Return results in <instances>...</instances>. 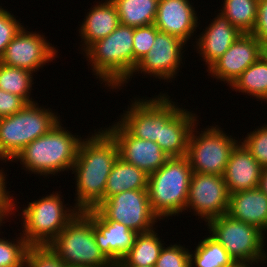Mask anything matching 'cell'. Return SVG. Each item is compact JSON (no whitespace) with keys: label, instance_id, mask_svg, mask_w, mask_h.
Listing matches in <instances>:
<instances>
[{"label":"cell","instance_id":"2e32d148","mask_svg":"<svg viewBox=\"0 0 267 267\" xmlns=\"http://www.w3.org/2000/svg\"><path fill=\"white\" fill-rule=\"evenodd\" d=\"M94 224L95 242L104 256L119 264L133 246L137 233L122 223L105 220L95 209L83 211Z\"/></svg>","mask_w":267,"mask_h":267},{"label":"cell","instance_id":"836d02e7","mask_svg":"<svg viewBox=\"0 0 267 267\" xmlns=\"http://www.w3.org/2000/svg\"><path fill=\"white\" fill-rule=\"evenodd\" d=\"M242 144L262 168H267V125L248 134Z\"/></svg>","mask_w":267,"mask_h":267},{"label":"cell","instance_id":"d6986e66","mask_svg":"<svg viewBox=\"0 0 267 267\" xmlns=\"http://www.w3.org/2000/svg\"><path fill=\"white\" fill-rule=\"evenodd\" d=\"M262 167L243 144L232 150L223 179L229 193L254 189L259 186Z\"/></svg>","mask_w":267,"mask_h":267},{"label":"cell","instance_id":"4fadbf2b","mask_svg":"<svg viewBox=\"0 0 267 267\" xmlns=\"http://www.w3.org/2000/svg\"><path fill=\"white\" fill-rule=\"evenodd\" d=\"M106 130L116 140L119 157L145 171L148 175L161 168L169 156L156 142L134 137L121 123Z\"/></svg>","mask_w":267,"mask_h":267},{"label":"cell","instance_id":"cb8c5ba5","mask_svg":"<svg viewBox=\"0 0 267 267\" xmlns=\"http://www.w3.org/2000/svg\"><path fill=\"white\" fill-rule=\"evenodd\" d=\"M148 178L145 171L118 157L107 178L104 199L123 191L147 189Z\"/></svg>","mask_w":267,"mask_h":267},{"label":"cell","instance_id":"d590c367","mask_svg":"<svg viewBox=\"0 0 267 267\" xmlns=\"http://www.w3.org/2000/svg\"><path fill=\"white\" fill-rule=\"evenodd\" d=\"M23 26L11 13L0 9V59L11 40L19 33Z\"/></svg>","mask_w":267,"mask_h":267},{"label":"cell","instance_id":"9a60e30c","mask_svg":"<svg viewBox=\"0 0 267 267\" xmlns=\"http://www.w3.org/2000/svg\"><path fill=\"white\" fill-rule=\"evenodd\" d=\"M50 45L41 35L22 28L6 47L0 63L33 73L55 57L56 49Z\"/></svg>","mask_w":267,"mask_h":267},{"label":"cell","instance_id":"74e56055","mask_svg":"<svg viewBox=\"0 0 267 267\" xmlns=\"http://www.w3.org/2000/svg\"><path fill=\"white\" fill-rule=\"evenodd\" d=\"M263 47L267 46V0L258 1L257 18L252 33Z\"/></svg>","mask_w":267,"mask_h":267},{"label":"cell","instance_id":"7c38bea8","mask_svg":"<svg viewBox=\"0 0 267 267\" xmlns=\"http://www.w3.org/2000/svg\"><path fill=\"white\" fill-rule=\"evenodd\" d=\"M230 193L223 175L193 172L189 184L186 208L191 207L206 222L227 214Z\"/></svg>","mask_w":267,"mask_h":267},{"label":"cell","instance_id":"ab89813d","mask_svg":"<svg viewBox=\"0 0 267 267\" xmlns=\"http://www.w3.org/2000/svg\"><path fill=\"white\" fill-rule=\"evenodd\" d=\"M258 187L267 195V168L262 169Z\"/></svg>","mask_w":267,"mask_h":267},{"label":"cell","instance_id":"5bb4252c","mask_svg":"<svg viewBox=\"0 0 267 267\" xmlns=\"http://www.w3.org/2000/svg\"><path fill=\"white\" fill-rule=\"evenodd\" d=\"M264 54V47L251 33H242L230 48L208 70L221 81H234Z\"/></svg>","mask_w":267,"mask_h":267},{"label":"cell","instance_id":"d6a6232c","mask_svg":"<svg viewBox=\"0 0 267 267\" xmlns=\"http://www.w3.org/2000/svg\"><path fill=\"white\" fill-rule=\"evenodd\" d=\"M158 32L159 30L154 24L134 28L133 71L137 63L151 50Z\"/></svg>","mask_w":267,"mask_h":267},{"label":"cell","instance_id":"7402d4cb","mask_svg":"<svg viewBox=\"0 0 267 267\" xmlns=\"http://www.w3.org/2000/svg\"><path fill=\"white\" fill-rule=\"evenodd\" d=\"M194 117L180 108L161 125L160 140L156 143L169 158L186 156L189 137L197 121Z\"/></svg>","mask_w":267,"mask_h":267},{"label":"cell","instance_id":"3957f363","mask_svg":"<svg viewBox=\"0 0 267 267\" xmlns=\"http://www.w3.org/2000/svg\"><path fill=\"white\" fill-rule=\"evenodd\" d=\"M80 142L64 131L59 121L49 132L24 147L14 159L21 160V164L34 173L54 175L73 167Z\"/></svg>","mask_w":267,"mask_h":267},{"label":"cell","instance_id":"7a4b0ae2","mask_svg":"<svg viewBox=\"0 0 267 267\" xmlns=\"http://www.w3.org/2000/svg\"><path fill=\"white\" fill-rule=\"evenodd\" d=\"M192 174L186 156L169 158L161 168L149 174L148 197L151 210L158 219L187 210L186 201Z\"/></svg>","mask_w":267,"mask_h":267},{"label":"cell","instance_id":"7bdbcfd3","mask_svg":"<svg viewBox=\"0 0 267 267\" xmlns=\"http://www.w3.org/2000/svg\"><path fill=\"white\" fill-rule=\"evenodd\" d=\"M119 267H155V266H119Z\"/></svg>","mask_w":267,"mask_h":267},{"label":"cell","instance_id":"e575fe53","mask_svg":"<svg viewBox=\"0 0 267 267\" xmlns=\"http://www.w3.org/2000/svg\"><path fill=\"white\" fill-rule=\"evenodd\" d=\"M155 267H190V253L176 244L163 247Z\"/></svg>","mask_w":267,"mask_h":267},{"label":"cell","instance_id":"6da1fadb","mask_svg":"<svg viewBox=\"0 0 267 267\" xmlns=\"http://www.w3.org/2000/svg\"><path fill=\"white\" fill-rule=\"evenodd\" d=\"M118 157L117 142L107 130L81 140L72 167L77 172L78 199L74 207L78 211L95 209L104 200L107 178Z\"/></svg>","mask_w":267,"mask_h":267},{"label":"cell","instance_id":"8d00e7d4","mask_svg":"<svg viewBox=\"0 0 267 267\" xmlns=\"http://www.w3.org/2000/svg\"><path fill=\"white\" fill-rule=\"evenodd\" d=\"M26 104L22 97L0 89V118L17 113Z\"/></svg>","mask_w":267,"mask_h":267},{"label":"cell","instance_id":"8992f818","mask_svg":"<svg viewBox=\"0 0 267 267\" xmlns=\"http://www.w3.org/2000/svg\"><path fill=\"white\" fill-rule=\"evenodd\" d=\"M27 103L17 113L0 118V160H14L30 142L49 132L59 119L47 109Z\"/></svg>","mask_w":267,"mask_h":267},{"label":"cell","instance_id":"52a82bcc","mask_svg":"<svg viewBox=\"0 0 267 267\" xmlns=\"http://www.w3.org/2000/svg\"><path fill=\"white\" fill-rule=\"evenodd\" d=\"M59 196L53 193L29 203L23 210L22 232H25L23 237L29 245H48L78 214L77 210H64Z\"/></svg>","mask_w":267,"mask_h":267},{"label":"cell","instance_id":"1f68e13d","mask_svg":"<svg viewBox=\"0 0 267 267\" xmlns=\"http://www.w3.org/2000/svg\"><path fill=\"white\" fill-rule=\"evenodd\" d=\"M26 264L28 267H68L49 245H30Z\"/></svg>","mask_w":267,"mask_h":267},{"label":"cell","instance_id":"f546056e","mask_svg":"<svg viewBox=\"0 0 267 267\" xmlns=\"http://www.w3.org/2000/svg\"><path fill=\"white\" fill-rule=\"evenodd\" d=\"M31 82V71L0 63V89L22 97L27 103H33L28 96Z\"/></svg>","mask_w":267,"mask_h":267},{"label":"cell","instance_id":"603a6c76","mask_svg":"<svg viewBox=\"0 0 267 267\" xmlns=\"http://www.w3.org/2000/svg\"><path fill=\"white\" fill-rule=\"evenodd\" d=\"M88 14L80 29L82 39L87 45L85 51L96 41L107 37L120 25L118 11L112 0L96 5Z\"/></svg>","mask_w":267,"mask_h":267},{"label":"cell","instance_id":"b9f144b4","mask_svg":"<svg viewBox=\"0 0 267 267\" xmlns=\"http://www.w3.org/2000/svg\"><path fill=\"white\" fill-rule=\"evenodd\" d=\"M13 208H0V224L2 219L4 218L3 216H7L8 213L10 214V211L12 212Z\"/></svg>","mask_w":267,"mask_h":267},{"label":"cell","instance_id":"9c48e42d","mask_svg":"<svg viewBox=\"0 0 267 267\" xmlns=\"http://www.w3.org/2000/svg\"><path fill=\"white\" fill-rule=\"evenodd\" d=\"M193 129L186 153L192 171L201 174L223 175L228 159L238 141L228 137L216 127L209 128L197 137L193 134Z\"/></svg>","mask_w":267,"mask_h":267},{"label":"cell","instance_id":"f1b7e54d","mask_svg":"<svg viewBox=\"0 0 267 267\" xmlns=\"http://www.w3.org/2000/svg\"><path fill=\"white\" fill-rule=\"evenodd\" d=\"M259 0H224L222 14L242 33H252Z\"/></svg>","mask_w":267,"mask_h":267},{"label":"cell","instance_id":"bcb514c9","mask_svg":"<svg viewBox=\"0 0 267 267\" xmlns=\"http://www.w3.org/2000/svg\"><path fill=\"white\" fill-rule=\"evenodd\" d=\"M26 265L27 264H26V261H25L22 265H20V266H14V267H23V266L27 267Z\"/></svg>","mask_w":267,"mask_h":267},{"label":"cell","instance_id":"4dcf8cb0","mask_svg":"<svg viewBox=\"0 0 267 267\" xmlns=\"http://www.w3.org/2000/svg\"><path fill=\"white\" fill-rule=\"evenodd\" d=\"M30 245L24 237L15 244L0 239V267L20 266L26 261V253Z\"/></svg>","mask_w":267,"mask_h":267},{"label":"cell","instance_id":"f6af8a7d","mask_svg":"<svg viewBox=\"0 0 267 267\" xmlns=\"http://www.w3.org/2000/svg\"><path fill=\"white\" fill-rule=\"evenodd\" d=\"M108 267H119V265L118 264H114V263H112L110 266H108Z\"/></svg>","mask_w":267,"mask_h":267},{"label":"cell","instance_id":"484cf974","mask_svg":"<svg viewBox=\"0 0 267 267\" xmlns=\"http://www.w3.org/2000/svg\"><path fill=\"white\" fill-rule=\"evenodd\" d=\"M155 231L136 235L133 246L118 264L119 266H155L163 248Z\"/></svg>","mask_w":267,"mask_h":267},{"label":"cell","instance_id":"ac0fdd59","mask_svg":"<svg viewBox=\"0 0 267 267\" xmlns=\"http://www.w3.org/2000/svg\"><path fill=\"white\" fill-rule=\"evenodd\" d=\"M188 0H158L154 25L160 32L186 43L197 27V16Z\"/></svg>","mask_w":267,"mask_h":267},{"label":"cell","instance_id":"277c9868","mask_svg":"<svg viewBox=\"0 0 267 267\" xmlns=\"http://www.w3.org/2000/svg\"><path fill=\"white\" fill-rule=\"evenodd\" d=\"M133 35V27L120 24L85 51L96 75L113 88L124 84L133 74Z\"/></svg>","mask_w":267,"mask_h":267},{"label":"cell","instance_id":"60d3db41","mask_svg":"<svg viewBox=\"0 0 267 267\" xmlns=\"http://www.w3.org/2000/svg\"><path fill=\"white\" fill-rule=\"evenodd\" d=\"M253 262L258 263V261H248V263H247V261H238V262H234L230 267H250L249 264L251 263V265H252Z\"/></svg>","mask_w":267,"mask_h":267},{"label":"cell","instance_id":"5b68a950","mask_svg":"<svg viewBox=\"0 0 267 267\" xmlns=\"http://www.w3.org/2000/svg\"><path fill=\"white\" fill-rule=\"evenodd\" d=\"M93 227V221L79 211L48 245L68 267H108L112 263L96 244Z\"/></svg>","mask_w":267,"mask_h":267},{"label":"cell","instance_id":"44dd1931","mask_svg":"<svg viewBox=\"0 0 267 267\" xmlns=\"http://www.w3.org/2000/svg\"><path fill=\"white\" fill-rule=\"evenodd\" d=\"M207 28L197 41V46L209 68L230 48L242 32L233 26L222 13Z\"/></svg>","mask_w":267,"mask_h":267},{"label":"cell","instance_id":"ffe728a7","mask_svg":"<svg viewBox=\"0 0 267 267\" xmlns=\"http://www.w3.org/2000/svg\"><path fill=\"white\" fill-rule=\"evenodd\" d=\"M227 214L266 231L267 195L259 187L230 194Z\"/></svg>","mask_w":267,"mask_h":267},{"label":"cell","instance_id":"ee69618b","mask_svg":"<svg viewBox=\"0 0 267 267\" xmlns=\"http://www.w3.org/2000/svg\"><path fill=\"white\" fill-rule=\"evenodd\" d=\"M264 55L267 57V46L264 47Z\"/></svg>","mask_w":267,"mask_h":267},{"label":"cell","instance_id":"8fae6325","mask_svg":"<svg viewBox=\"0 0 267 267\" xmlns=\"http://www.w3.org/2000/svg\"><path fill=\"white\" fill-rule=\"evenodd\" d=\"M164 94L160 98L135 101L119 121L134 137L156 142L163 125L179 108Z\"/></svg>","mask_w":267,"mask_h":267},{"label":"cell","instance_id":"e0dca14e","mask_svg":"<svg viewBox=\"0 0 267 267\" xmlns=\"http://www.w3.org/2000/svg\"><path fill=\"white\" fill-rule=\"evenodd\" d=\"M184 43L173 35L159 31L151 50L137 63L133 73L142 69L141 73H150L163 79L173 78L180 65Z\"/></svg>","mask_w":267,"mask_h":267},{"label":"cell","instance_id":"83f0119b","mask_svg":"<svg viewBox=\"0 0 267 267\" xmlns=\"http://www.w3.org/2000/svg\"><path fill=\"white\" fill-rule=\"evenodd\" d=\"M195 249L194 255L190 253V267H230L235 262L212 236L202 240Z\"/></svg>","mask_w":267,"mask_h":267},{"label":"cell","instance_id":"f35d334b","mask_svg":"<svg viewBox=\"0 0 267 267\" xmlns=\"http://www.w3.org/2000/svg\"><path fill=\"white\" fill-rule=\"evenodd\" d=\"M0 208H13L14 202H12V198L8 195V191L6 192L5 186V177L3 175L2 170H0Z\"/></svg>","mask_w":267,"mask_h":267},{"label":"cell","instance_id":"d4e9b609","mask_svg":"<svg viewBox=\"0 0 267 267\" xmlns=\"http://www.w3.org/2000/svg\"><path fill=\"white\" fill-rule=\"evenodd\" d=\"M116 5L120 24L141 27L154 24L158 0H112Z\"/></svg>","mask_w":267,"mask_h":267},{"label":"cell","instance_id":"4316f807","mask_svg":"<svg viewBox=\"0 0 267 267\" xmlns=\"http://www.w3.org/2000/svg\"><path fill=\"white\" fill-rule=\"evenodd\" d=\"M231 86L258 99L267 100V57L263 54Z\"/></svg>","mask_w":267,"mask_h":267},{"label":"cell","instance_id":"30bf717a","mask_svg":"<svg viewBox=\"0 0 267 267\" xmlns=\"http://www.w3.org/2000/svg\"><path fill=\"white\" fill-rule=\"evenodd\" d=\"M95 210L105 220L122 223L137 234L152 231L158 218L151 210L147 189L117 193L104 199Z\"/></svg>","mask_w":267,"mask_h":267},{"label":"cell","instance_id":"ba28073f","mask_svg":"<svg viewBox=\"0 0 267 267\" xmlns=\"http://www.w3.org/2000/svg\"><path fill=\"white\" fill-rule=\"evenodd\" d=\"M215 238L235 261H260L267 257L263 249V232L251 224L238 221L228 214L208 221Z\"/></svg>","mask_w":267,"mask_h":267}]
</instances>
